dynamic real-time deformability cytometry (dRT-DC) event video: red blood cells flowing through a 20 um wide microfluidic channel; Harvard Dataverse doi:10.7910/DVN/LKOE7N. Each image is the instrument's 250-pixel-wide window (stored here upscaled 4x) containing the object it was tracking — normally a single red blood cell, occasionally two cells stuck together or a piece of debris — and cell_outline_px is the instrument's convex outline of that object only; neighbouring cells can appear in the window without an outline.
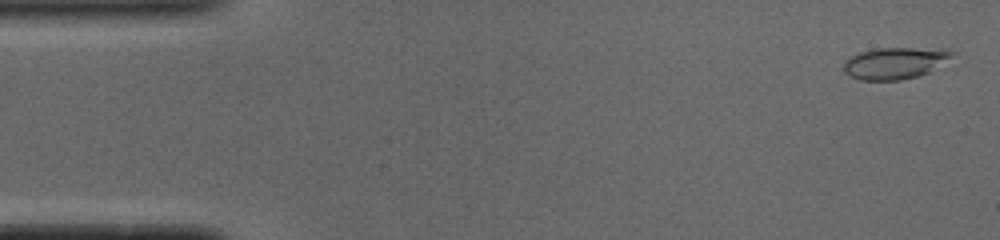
{"species": "common noctule bat (a hibernating species)", "species_latin": "Nyctalus noctula", "temperature_condition": "cold", "stored_images_in_passage": 51, "camera_frame_rate_fps": 3000, "um_per_image_px": 0.085, "animal": {"sex": "male", "body_mass_g": 19.0, "forearm_length_mm": 50.8}, "frame": {"image": 1, "passage_image": 2, "time_ms": 0.333, "image_size_px": [1000, 240], "cell_outline_px": [[956, 52], [952, 56], [928, 72], [916, 76], [900, 80], [860, 80], [848, 76], [844, 72], [844, 64], [852, 56], [860, 52], [876, 48], [940, 48]], "centroid_in_image_um": [76.05, 5.36], "position_along_channel_um": 9.0, "area_um2": 19.77}}
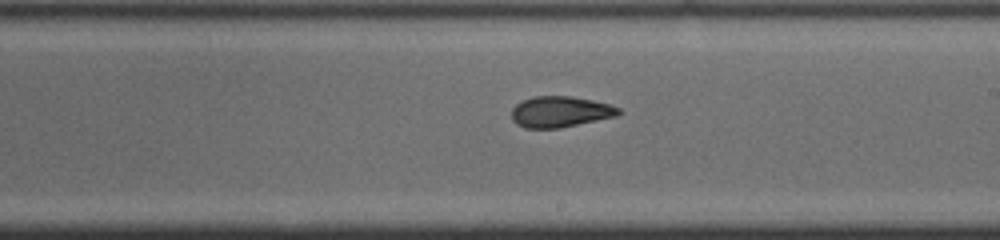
{"frame": {"image": 2, "passage_image": 29, "time_ms": 9.333, "image_size_px": [1000, 240], "cell_outline_px": [[624, 112], [616, 116], [560, 128], [524, 128], [516, 124], [512, 120], [512, 108], [516, 104], [532, 96], [572, 96], [592, 100], [608, 104], [620, 108]], "centroid_in_image_um": [47.62, 9.5], "position_along_channel_um": 241.4, "area_um2": 19.36}}
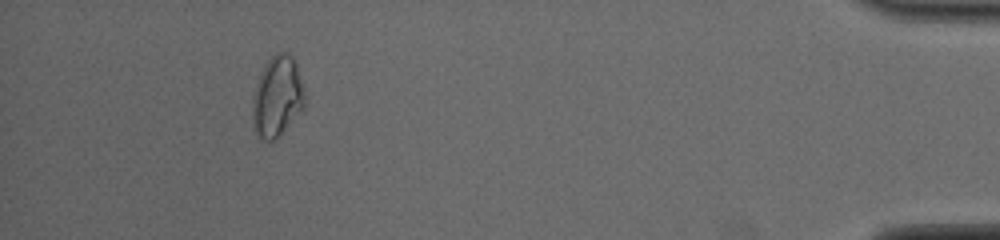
{"frame": {"image": 3, "passage_image": 47, "time_ms": 15.333, "image_size_px": [1000, 240], "cell_outline_px": [[304, 108], [272, 140], [264, 140], [256, 132], [252, 124], [252, 100], [256, 84], [260, 72], [264, 64], [276, 52], [288, 52], [292, 56], [296, 64], [304, 88]], "centroid_in_image_um": [23.55, 8.15], "position_along_channel_um": 411.7, "area_um2": 24.22}, "authors_computed_cell_mechanics": {"area_um2": 19.8254, "velocity_mm_per_s": 3.9185, "shape_relaxation_time_tau1_ms": null, "shape_relaxation_time_tau2_ms": 1.47, "deformation_change_tau1": null, "deformation_change_tau2": 0.0713}}